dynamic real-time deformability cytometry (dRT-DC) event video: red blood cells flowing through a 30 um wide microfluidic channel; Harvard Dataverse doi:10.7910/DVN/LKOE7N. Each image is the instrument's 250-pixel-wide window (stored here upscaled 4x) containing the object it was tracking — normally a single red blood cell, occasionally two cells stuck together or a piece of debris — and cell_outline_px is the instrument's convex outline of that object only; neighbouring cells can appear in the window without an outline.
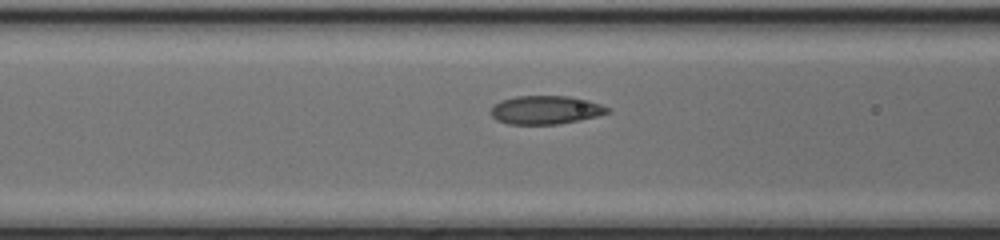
{"species": "common noctule bat (a hibernating species)", "species_latin": "Nyctalus noctula", "temperature_condition": "cold", "stored_images_in_passage": 31, "camera_frame_rate_fps": 3000, "um_per_image_px": 0.085, "animal": {"sex": "female", "body_mass_g": 17.0, "forearm_length_mm": 48.0}, "frame": {"image": 1, "passage_image": 12, "time_ms": 3.667, "image_size_px": [1000, 240], "cell_outline_px": [[612, 112], [580, 120], [560, 124], [508, 124], [496, 120], [488, 112], [492, 104], [500, 100], [516, 96], [568, 96], [588, 100], [612, 108]], "centroid_in_image_um": [46.35, 9.34], "position_along_channel_um": 120.2, "area_um2": 19.71}}
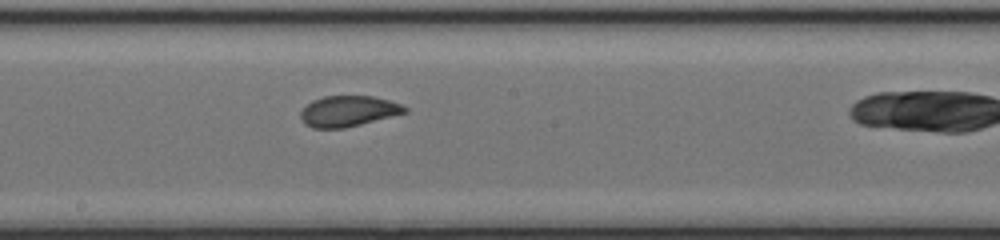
{"frame": {"image": 2, "passage_image": 19, "time_ms": 6.0, "image_size_px": [1000, 240], "cell_outline_px": [[408, 112], [344, 128], [312, 128], [304, 124], [300, 116], [300, 112], [312, 100], [324, 96], [372, 96], [388, 100], [400, 104], [408, 108]], "centroid_in_image_um": [29.58, 9.45], "position_along_channel_um": 218.6, "area_um2": 18.55}}
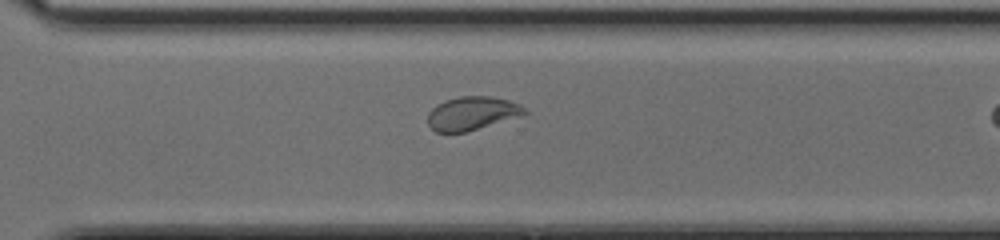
{"frame": {"image": 3, "passage_image": 27, "time_ms": 8.667, "image_size_px": [1000, 240], "cell_outline_px": [[528, 112], [520, 116], [464, 132], [436, 132], [428, 124], [428, 112], [436, 104], [444, 100], [460, 96], [492, 96], [508, 100], [520, 104]], "centroid_in_image_um": [40.1, 9.61], "position_along_channel_um": 330.5, "area_um2": 18.79}}